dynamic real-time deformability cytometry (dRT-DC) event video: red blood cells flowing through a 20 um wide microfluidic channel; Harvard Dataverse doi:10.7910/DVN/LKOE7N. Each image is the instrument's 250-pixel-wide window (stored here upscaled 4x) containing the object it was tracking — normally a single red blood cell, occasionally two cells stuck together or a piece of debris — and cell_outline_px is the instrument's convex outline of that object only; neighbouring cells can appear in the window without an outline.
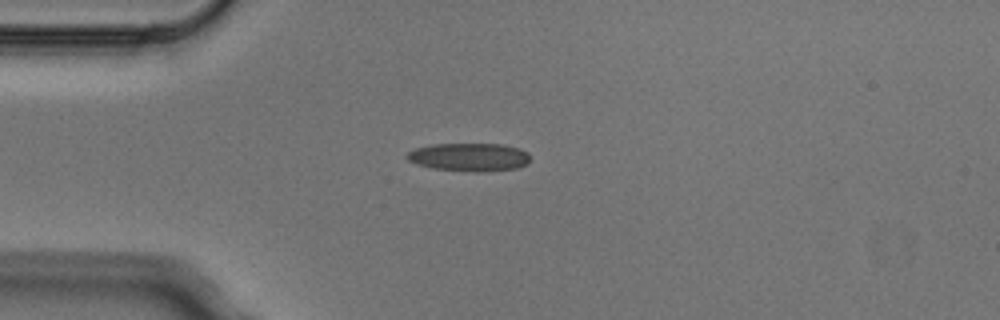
{"species": "Egyptian fruit bat (a non-hibernating species)", "species_latin": "Rousettus aegyptiacus", "temperature_condition": "cold", "stored_images_in_passage": 3, "camera_frame_rate_fps": 3000, "um_per_image_px": 0.085, "animal": {"sex": "male"}, "frame": {"image": 1, "passage_image": 3, "time_ms": 0.667, "image_size_px": [1000, 320], "cell_outline_px": [[528, 164], [516, 168], [480, 172], [476, 172], [432, 168], [416, 164], [408, 160], [404, 156], [408, 152], [416, 148], [432, 144], [500, 144], [520, 148], [528, 152]], "centroid_in_image_um": [39.87, 13.35], "position_along_channel_um": 45.1, "area_um2": 20.23}}